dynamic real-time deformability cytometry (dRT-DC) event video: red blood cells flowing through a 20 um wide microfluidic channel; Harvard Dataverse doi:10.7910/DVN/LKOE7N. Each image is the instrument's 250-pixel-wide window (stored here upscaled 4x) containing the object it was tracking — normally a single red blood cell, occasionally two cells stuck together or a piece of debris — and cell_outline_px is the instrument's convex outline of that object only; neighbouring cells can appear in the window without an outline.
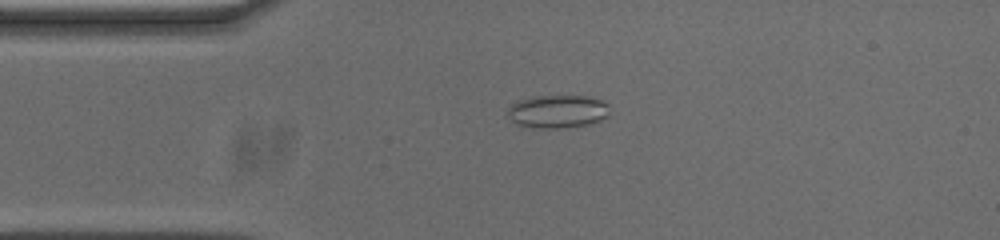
{"species": "common noctule bat (a hibernating species)", "species_latin": "Nyctalus noctula", "temperature_condition": "cold", "stored_images_in_passage": 53, "camera_frame_rate_fps": 3000, "um_per_image_px": 0.085, "animal": {"sex": "male", "body_mass_g": 20.0, "forearm_length_mm": 53.3}, "frame": {"image": 1, "passage_image": 11, "time_ms": 3.333, "image_size_px": [1000, 240], "cell_outline_px": [[608, 116], [600, 120], [588, 124], [560, 128], [532, 128], [516, 124], [512, 120], [508, 112], [508, 108], [512, 104], [520, 100], [536, 96], [584, 96], [600, 100], [608, 104]], "centroid_in_image_um": [47.39, 9.48], "position_along_channel_um": 37.6, "area_um2": 19.42}}
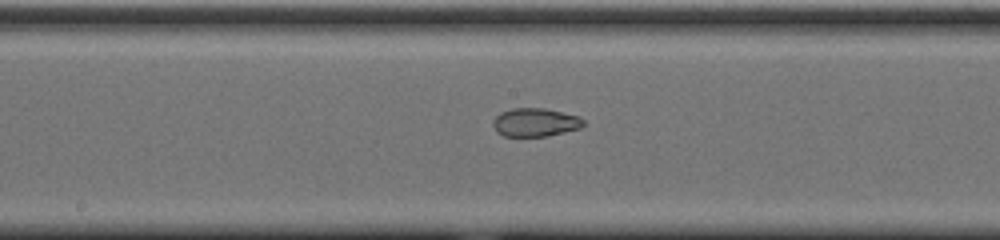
{"frame": {"image": 2, "passage_image": 26, "time_ms": 8.333, "image_size_px": [1000, 240], "cell_outline_px": [[584, 124], [580, 128], [548, 136], [504, 136], [496, 132], [492, 124], [492, 120], [500, 112], [512, 108], [544, 108], [580, 116], [584, 120]], "centroid_in_image_um": [45.47, 10.39], "position_along_channel_um": 202.7, "area_um2": 15.09}}
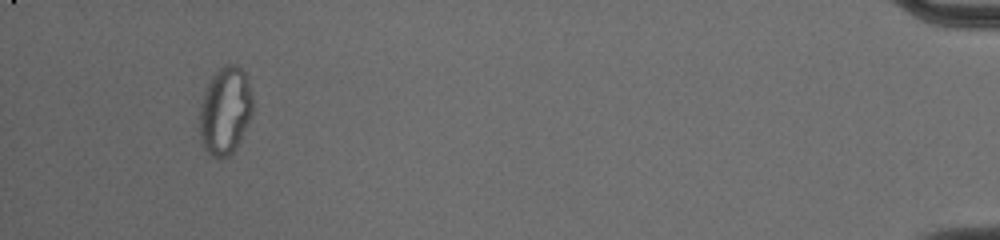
{"frame": {"image": 3, "passage_image": 50, "time_ms": 16.333, "image_size_px": [1000, 240], "cell_outline_px": [[252, 116], [236, 148], [228, 156], [220, 160], [216, 160], [204, 148], [200, 136], [200, 104], [204, 92], [212, 76], [224, 64], [232, 64], [240, 68], [244, 72], [248, 80], [252, 96]], "centroid_in_image_um": [19.14, 9.44], "position_along_channel_um": 416.1, "area_um2": 27.22}, "authors_computed_cell_mechanics": {"area_um2": 19.3052, "velocity_mm_per_s": 3.7104, "shape_relaxation_time_tau1_ms": null, "shape_relaxation_time_tau2_ms": 2.3246, "deformation_change_tau1": null, "deformation_change_tau2": 0.0558}}